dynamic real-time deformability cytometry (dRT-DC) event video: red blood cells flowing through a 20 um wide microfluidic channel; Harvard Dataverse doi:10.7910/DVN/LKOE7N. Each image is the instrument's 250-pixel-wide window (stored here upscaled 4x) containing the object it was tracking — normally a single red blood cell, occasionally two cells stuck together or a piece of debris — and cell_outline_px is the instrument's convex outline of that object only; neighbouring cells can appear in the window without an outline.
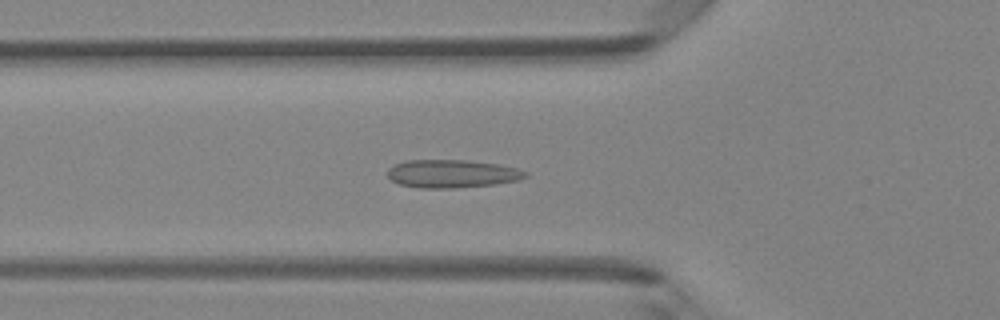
{"species": "Egyptian fruit bat (a non-hibernating species)", "species_latin": "Rousettus aegyptiacus", "temperature_condition": "room temperature", "stored_images_in_passage": 44, "camera_frame_rate_fps": 3000, "um_per_image_px": 0.085, "animal": {"sex": "female"}, "frame": {"image": 1, "passage_image": 13, "time_ms": 4.0, "image_size_px": [1000, 320], "cell_outline_px": [[528, 176], [520, 180], [496, 184], [452, 188], [420, 188], [400, 184], [392, 180], [388, 176], [388, 168], [392, 164], [404, 160], [468, 160], [500, 164], [516, 168], [528, 172]], "centroid_in_image_um": [38.43, 14.76], "position_along_channel_um": 87.4, "area_um2": 22.77}}
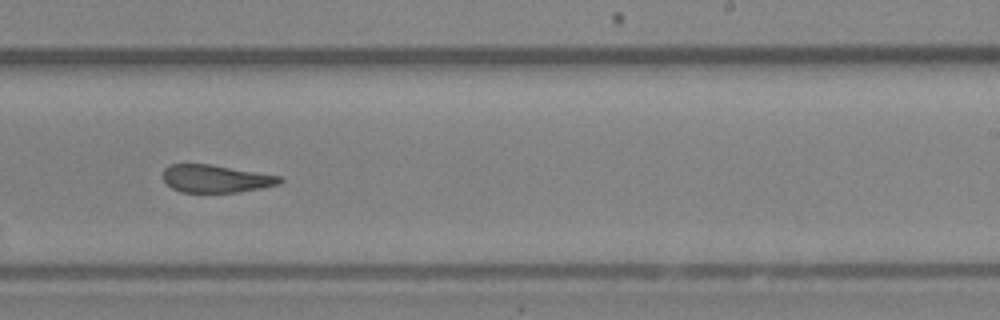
{"frame": {"image": 2, "passage_image": 26, "time_ms": 8.333, "image_size_px": [1000, 320], "cell_outline_px": [[284, 180], [280, 184], [240, 192], [180, 192], [172, 188], [164, 180], [164, 168], [168, 164], [212, 164], [284, 176]], "centroid_in_image_um": [18.4, 15.18], "position_along_channel_um": 270.6, "area_um2": 19.07}}
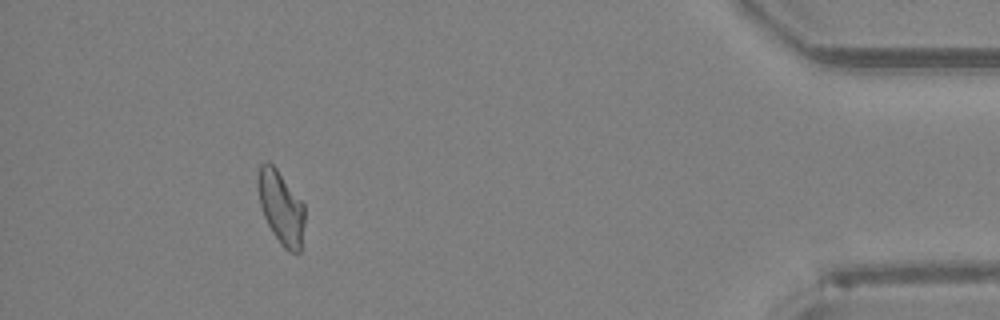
{"frame": {"image": 3, "passage_image": 40, "time_ms": 13.0, "image_size_px": [1000, 320], "cell_outline_px": [[304, 224], [300, 252], [288, 252], [280, 244], [272, 232], [264, 216], [260, 204], [256, 188], [256, 180], [260, 164], [264, 160], [268, 160], [276, 168], [304, 204]], "centroid_in_image_um": [23.85, 17.61], "position_along_channel_um": 411.3, "area_um2": 20.11}, "authors_computed_cell_mechanics": {"area_um2": 20.6346, "velocity_mm_per_s": 4.2409, "shape_relaxation_time_tau1_ms": null, "shape_relaxation_time_tau2_ms": 1.5202, "deformation_change_tau1": null, "deformation_change_tau2": 0.0874}}